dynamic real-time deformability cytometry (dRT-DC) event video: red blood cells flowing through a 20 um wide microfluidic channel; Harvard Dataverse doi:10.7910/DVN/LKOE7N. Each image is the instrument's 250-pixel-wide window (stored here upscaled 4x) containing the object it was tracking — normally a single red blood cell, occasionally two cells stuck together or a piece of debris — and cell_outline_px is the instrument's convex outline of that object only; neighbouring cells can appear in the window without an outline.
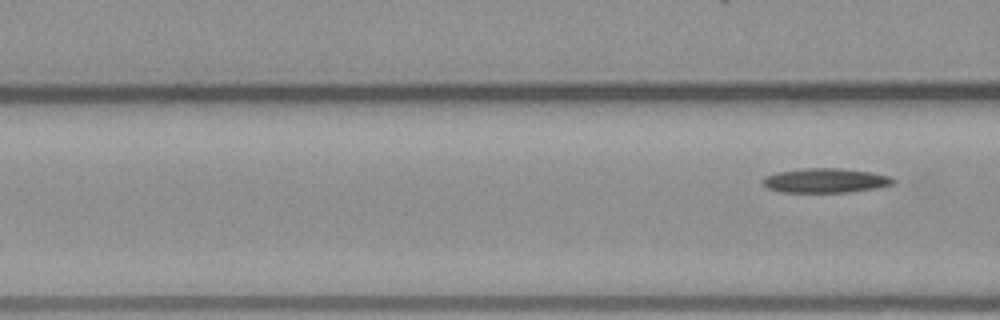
{"species": "common noctule bat (a hibernating species)", "species_latin": "Nyctalus noctula", "temperature_condition": "warm", "stored_images_in_passage": 3, "camera_frame_rate_fps": 3000, "um_per_image_px": 0.085, "animal": {"sex": "male", "body_mass_g": 23.1, "forearm_length_mm": 52.7}, "frame": {"image": 1, "passage_image": 3, "time_ms": 3.333, "image_size_px": [1000, 320], "cell_outline_px": [[896, 184], [876, 188], [848, 192], [780, 192], [768, 188], [764, 184], [764, 176], [780, 172], [804, 168], [840, 168], [872, 172], [888, 176], [896, 180]], "centroid_in_image_um": [70.21, 15.34], "position_along_channel_um": 96.4, "area_um2": 18.5}}